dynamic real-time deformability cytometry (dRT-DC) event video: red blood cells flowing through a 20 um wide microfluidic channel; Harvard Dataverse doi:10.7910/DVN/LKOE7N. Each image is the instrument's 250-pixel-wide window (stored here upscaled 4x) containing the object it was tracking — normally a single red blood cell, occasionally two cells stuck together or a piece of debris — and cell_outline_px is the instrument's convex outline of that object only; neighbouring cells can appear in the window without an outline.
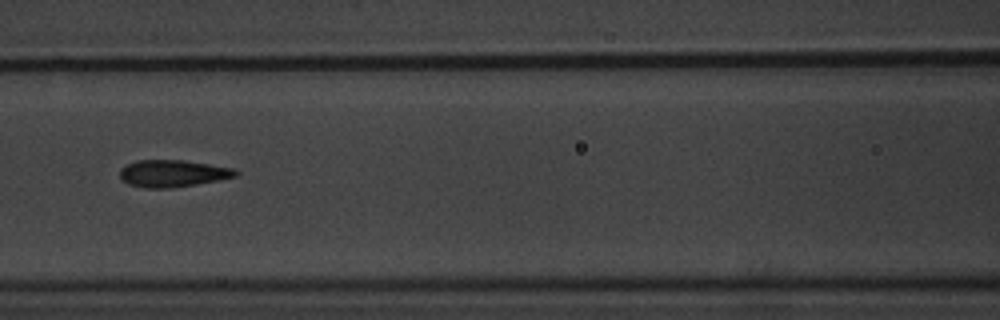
{"species": "common noctule bat (a hibernating species)", "species_latin": "Nyctalus noctula", "temperature_condition": "warm", "stored_images_in_passage": 15, "camera_frame_rate_fps": 3000, "um_per_image_px": 0.085, "animal": {"sex": "male", "body_mass_g": 20.1, "forearm_length_mm": 53.5}, "frame": {"image": 1, "passage_image": 7, "time_ms": 8.0, "image_size_px": [1000, 320], "cell_outline_px": [[240, 172], [236, 176], [196, 184], [172, 188], [144, 188], [128, 184], [120, 180], [120, 168], [136, 160], [184, 160], [236, 168]], "centroid_in_image_um": [14.67, 14.74], "position_along_channel_um": 151.9, "area_um2": 18.38}, "authors_computed_cell_mechanics": {"area_um2": 18.207, "velocity_mm_per_s": 3.6255, "shape_relaxation_time_tau1_ms": 2.2305, "shape_relaxation_time_tau2_ms": 1.4528, "deformation_change_tau1": 0.1294, "deformation_change_tau2": 0.0604}}